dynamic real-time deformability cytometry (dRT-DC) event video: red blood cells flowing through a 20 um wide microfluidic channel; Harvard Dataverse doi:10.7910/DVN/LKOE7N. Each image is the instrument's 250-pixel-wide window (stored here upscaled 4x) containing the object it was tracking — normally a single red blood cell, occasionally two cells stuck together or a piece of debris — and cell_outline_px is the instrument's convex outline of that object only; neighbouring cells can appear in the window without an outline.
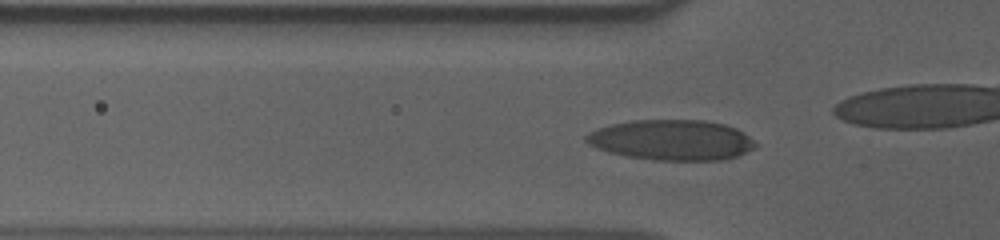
{"species": "human", "species_latin": "Homo sapiens", "temperature_condition": "cold", "stored_images_in_passage": 39, "camera_frame_rate_fps": 3000, "um_per_image_px": 0.085, "donor": {"sex": "male"}, "frame": {"image": 1, "passage_image": 13, "time_ms": 4.0, "image_size_px": [1000, 240], "cell_outline_px": [[760, 144], [756, 148], [736, 156], [720, 160], [656, 160], [624, 156], [608, 152], [596, 148], [588, 144], [584, 140], [584, 136], [588, 132], [596, 128], [612, 124], [632, 120], [704, 120], [724, 124], [736, 128], [744, 132]], "centroid_in_image_um": [57.09, 11.9], "position_along_channel_um": 68.7, "area_um2": 40.29}}
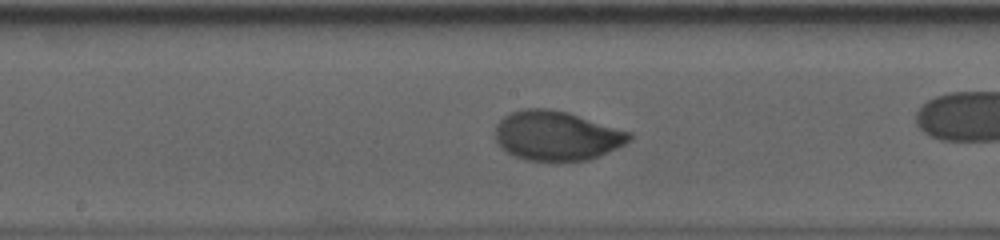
{"frame": {"image": 2, "passage_image": 24, "time_ms": 7.667, "image_size_px": [1000, 240], "cell_outline_px": [[632, 140], [600, 156], [588, 160], [556, 164], [528, 160], [516, 156], [500, 148], [496, 140], [496, 124], [504, 116], [512, 112], [524, 108], [548, 108], [568, 112], [632, 132]], "centroid_in_image_um": [47.33, 11.57], "position_along_channel_um": 200.9, "area_um2": 39.48}}
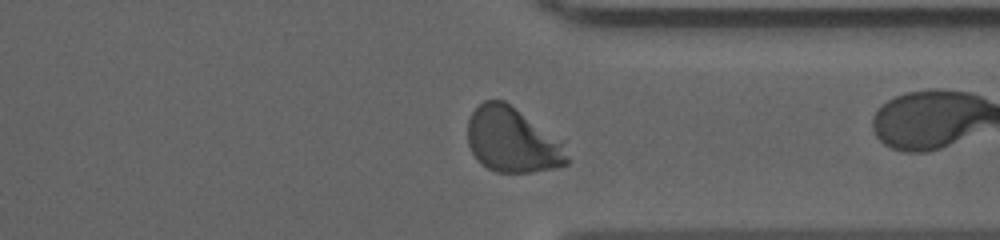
{"frame": {"image": 3, "passage_image": 38, "time_ms": 12.333, "image_size_px": [1000, 240], "cell_outline_px": [[568, 164], [556, 168], [532, 172], [496, 172], [480, 164], [472, 152], [468, 144], [468, 116], [484, 100], [504, 100], [564, 140], [568, 160]], "centroid_in_image_um": [43.57, 11.91], "position_along_channel_um": 367.8, "area_um2": 38.15}}